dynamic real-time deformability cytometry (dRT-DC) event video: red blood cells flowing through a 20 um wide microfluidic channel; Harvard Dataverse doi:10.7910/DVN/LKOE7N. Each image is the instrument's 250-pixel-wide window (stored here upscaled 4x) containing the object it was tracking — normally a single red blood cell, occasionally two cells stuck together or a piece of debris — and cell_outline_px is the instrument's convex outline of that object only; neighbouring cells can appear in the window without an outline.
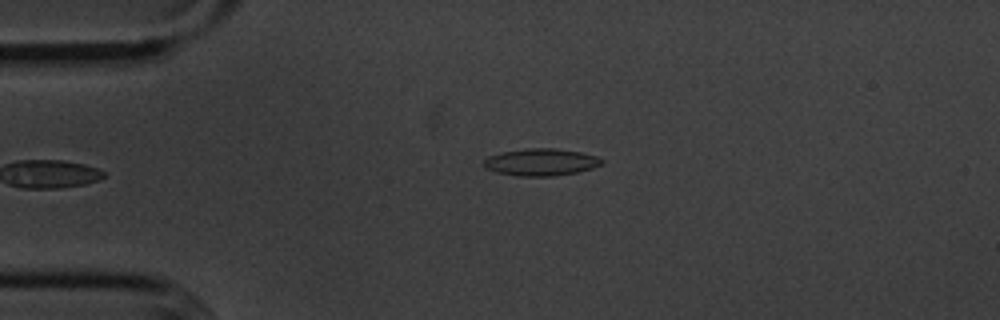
{"species": "common noctule bat (a hibernating species)", "species_latin": "Nyctalus noctula", "temperature_condition": "cold", "stored_images_in_passage": 4, "camera_frame_rate_fps": 3000, "um_per_image_px": 0.085, "animal": {"sex": "male", "body_mass_g": 20.1, "forearm_length_mm": 53.5}, "frame": {"image": 1, "passage_image": 4, "time_ms": 4.0, "image_size_px": [1000, 320], "cell_outline_px": [[604, 164], [592, 168], [576, 172], [556, 176], [516, 176], [496, 172], [484, 168], [484, 160], [488, 156], [500, 152], [524, 148], [556, 148], [580, 152], [596, 156], [604, 160]], "centroid_in_image_um": [45.97, 13.78], "position_along_channel_um": 39.0, "area_um2": 18.84}}